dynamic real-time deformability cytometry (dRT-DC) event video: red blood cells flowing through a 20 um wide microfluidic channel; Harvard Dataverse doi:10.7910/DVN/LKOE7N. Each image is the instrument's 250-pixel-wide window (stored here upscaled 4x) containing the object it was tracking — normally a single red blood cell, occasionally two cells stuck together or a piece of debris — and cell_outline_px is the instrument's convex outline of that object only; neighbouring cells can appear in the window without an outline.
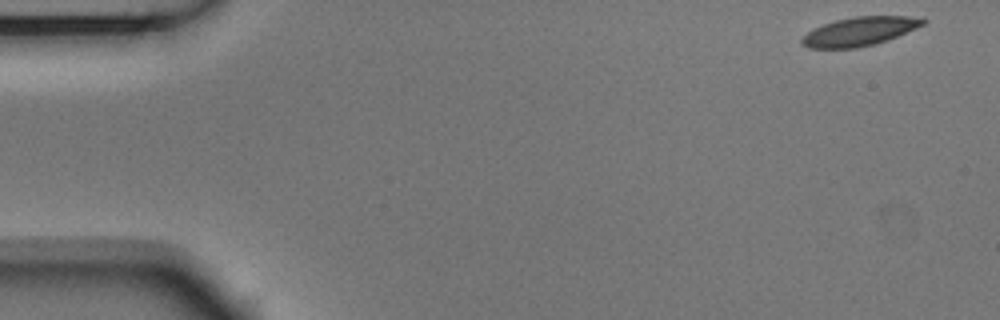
{"species": "Egyptian fruit bat (a non-hibernating species)", "species_latin": "Rousettus aegyptiacus", "temperature_condition": "room temperature", "stored_images_in_passage": 7, "camera_frame_rate_fps": 3000, "um_per_image_px": 0.085, "animal": {"sex": "male"}, "frame": {"image": 1, "passage_image": 1, "time_ms": 0.0, "image_size_px": [1000, 320], "cell_outline_px": [[928, 20], [924, 24], [916, 28], [888, 40], [856, 48], [808, 48], [800, 44], [800, 40], [808, 32], [824, 24], [836, 20], [856, 16], [904, 16]], "centroid_in_image_um": [73.04, 2.68], "position_along_channel_um": 12.0, "area_um2": 20.0}}
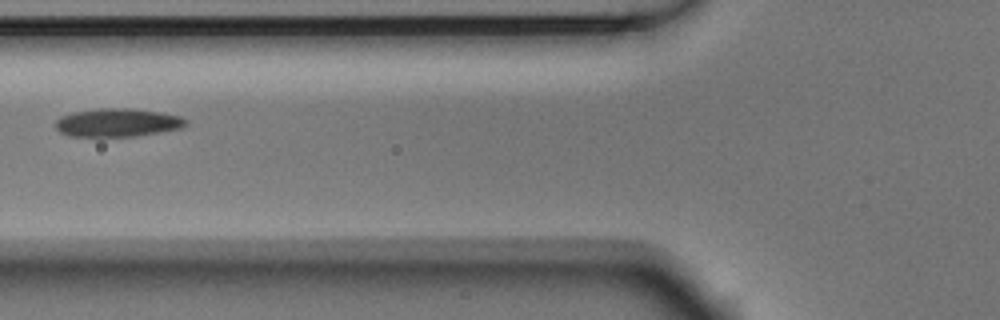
{"frame": {"image": 2, "passage_image": 6, "time_ms": 1.667, "image_size_px": [1000, 320], "cell_outline_px": [[188, 124], [180, 128], [136, 136], [68, 136], [60, 132], [56, 128], [56, 120], [60, 116], [72, 112], [96, 108], [132, 108], [160, 112], [180, 116], [188, 120]], "centroid_in_image_um": [9.97, 10.41], "position_along_channel_um": 115.8, "area_um2": 21.56}}
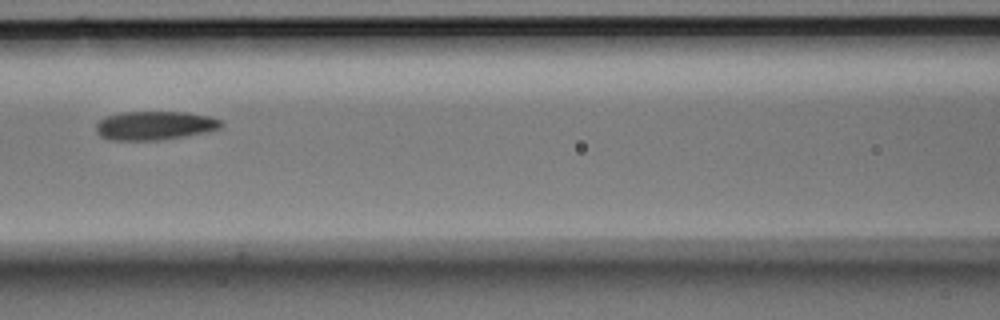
{"frame": {"image": 3, "passage_image": 7, "time_ms": 2.0, "image_size_px": [1000, 320], "cell_outline_px": [[224, 124], [220, 128], [208, 132], [160, 140], [112, 140], [100, 136], [96, 132], [96, 124], [100, 120], [108, 116], [124, 112], [188, 112], [208, 116], [220, 120]], "centroid_in_image_um": [13.17, 10.67], "position_along_channel_um": 153.4, "area_um2": 20.92}}